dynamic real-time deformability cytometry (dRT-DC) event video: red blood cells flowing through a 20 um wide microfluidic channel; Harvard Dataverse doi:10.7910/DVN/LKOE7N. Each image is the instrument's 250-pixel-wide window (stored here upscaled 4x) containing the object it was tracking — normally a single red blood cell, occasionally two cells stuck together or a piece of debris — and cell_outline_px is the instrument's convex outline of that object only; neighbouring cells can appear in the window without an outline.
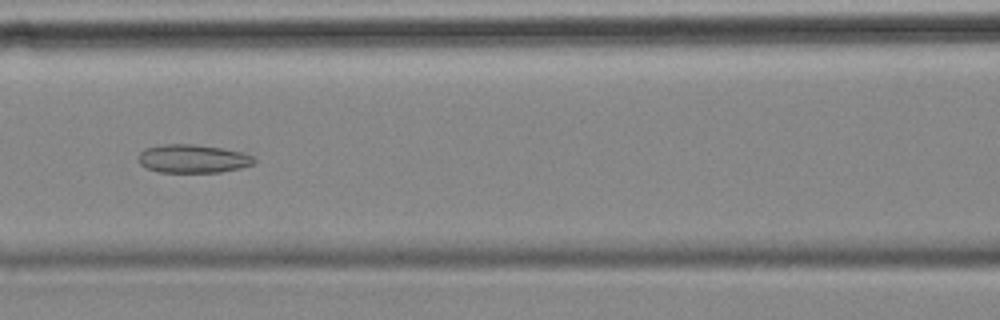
{"species": "common noctule bat (a hibernating species)", "species_latin": "Nyctalus noctula", "temperature_condition": "cold", "stored_images_in_passage": 56, "camera_frame_rate_fps": 3000, "um_per_image_px": 0.085, "animal": {"sex": "female", "body_mass_g": 18.4}, "frame": {"image": 1, "passage_image": 24, "time_ms": 7.667, "image_size_px": [1000, 320], "cell_outline_px": [[256, 164], [240, 168], [220, 172], [160, 172], [148, 168], [140, 164], [136, 160], [136, 156], [144, 148], [164, 144], [192, 144], [220, 148], [244, 152], [252, 156], [256, 160]], "centroid_in_image_um": [16.38, 13.49], "position_along_channel_um": 150.2, "area_um2": 19.31}}
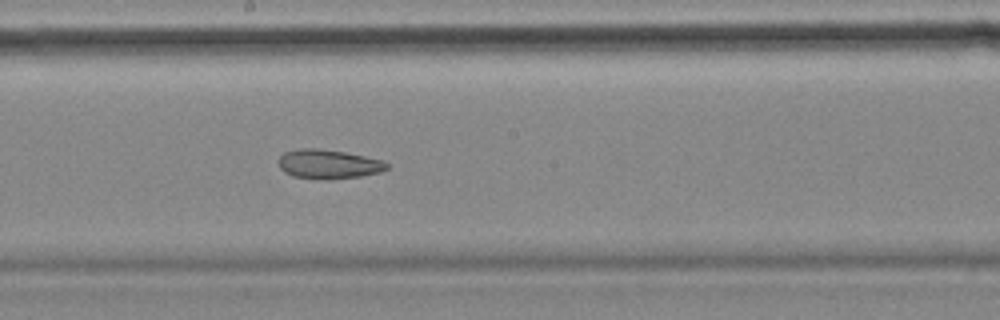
{"frame": {"image": 2, "passage_image": 30, "time_ms": 9.667, "image_size_px": [1000, 320], "cell_outline_px": [[388, 168], [380, 172], [360, 176], [328, 180], [320, 180], [292, 176], [284, 172], [280, 168], [280, 156], [284, 152], [300, 148], [316, 148], [344, 152], [384, 160], [388, 164]], "centroid_in_image_um": [27.92, 13.96], "position_along_channel_um": 220.3, "area_um2": 18.5}}
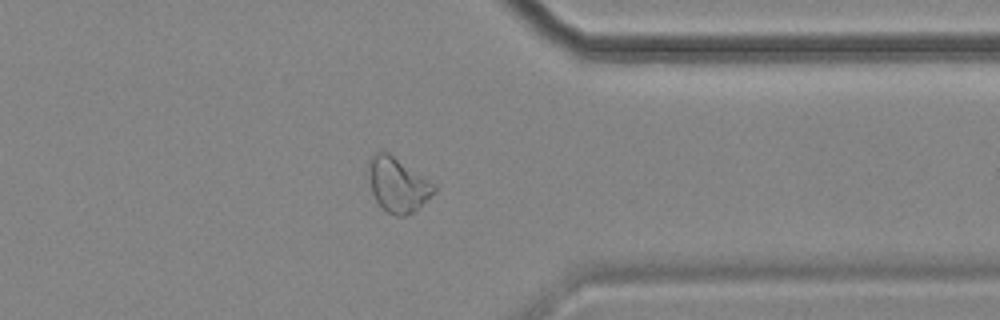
{"frame": {"image": 3, "passage_image": 44, "time_ms": 14.333, "image_size_px": [1000, 320], "cell_outline_px": [[436, 192], [412, 212], [404, 216], [396, 216], [388, 212], [376, 200], [372, 192], [368, 176], [368, 164], [372, 156], [380, 148], [388, 152], [436, 184]], "centroid_in_image_um": [33.8, 15.66], "position_along_channel_um": 377.6, "area_um2": 20.75}, "authors_computed_cell_mechanics": {"area_um2": 22.6576, "velocity_mm_per_s": 3.5257, "shape_relaxation_time_tau1_ms": null, "shape_relaxation_time_tau2_ms": 4.5394, "deformation_change_tau1": null, "deformation_change_tau2": 0.1124}}